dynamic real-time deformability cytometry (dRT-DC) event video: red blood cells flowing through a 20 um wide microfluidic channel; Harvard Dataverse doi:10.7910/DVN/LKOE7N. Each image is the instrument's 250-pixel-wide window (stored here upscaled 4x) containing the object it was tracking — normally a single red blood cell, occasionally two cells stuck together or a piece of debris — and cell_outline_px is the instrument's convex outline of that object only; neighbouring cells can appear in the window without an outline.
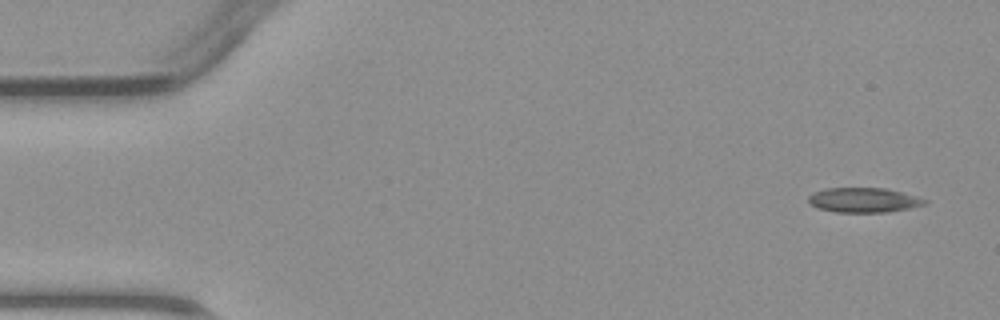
{"species": "common noctule bat (a hibernating species)", "species_latin": "Nyctalus noctula", "temperature_condition": "warm", "stored_images_in_passage": 3, "camera_frame_rate_fps": 3000, "um_per_image_px": 0.085, "animal": {"sex": "male", "body_mass_g": 23.1, "forearm_length_mm": 52.7}, "frame": {"image": 1, "passage_image": 1, "time_ms": 0.0, "image_size_px": [1000, 320], "cell_outline_px": [[928, 204], [912, 208], [888, 212], [836, 212], [820, 208], [808, 204], [808, 196], [812, 192], [824, 188], [884, 188], [916, 196], [928, 200]], "centroid_in_image_um": [73.41, 17.01], "position_along_channel_um": 11.6, "area_um2": 16.88}}
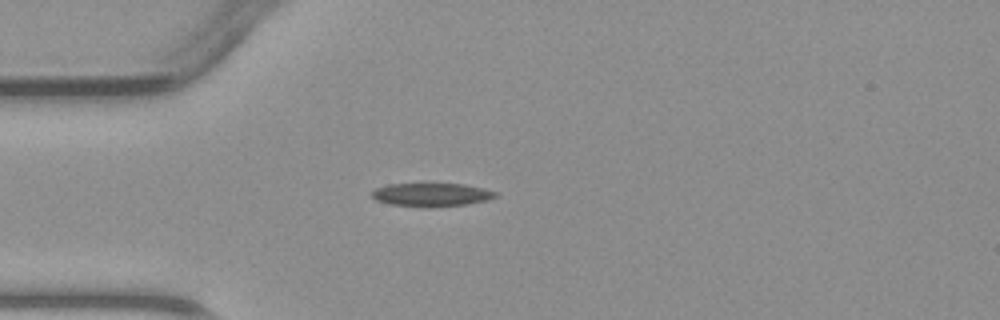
{"frame": {"image": 2, "passage_image": 3, "time_ms": 3.333, "image_size_px": [1000, 320], "cell_outline_px": [[500, 196], [488, 200], [468, 204], [432, 208], [424, 208], [388, 204], [376, 200], [372, 196], [372, 192], [376, 188], [388, 184], [464, 184], [484, 188], [496, 192]], "centroid_in_image_um": [36.71, 16.57], "position_along_channel_um": 48.3, "area_um2": 17.17}}